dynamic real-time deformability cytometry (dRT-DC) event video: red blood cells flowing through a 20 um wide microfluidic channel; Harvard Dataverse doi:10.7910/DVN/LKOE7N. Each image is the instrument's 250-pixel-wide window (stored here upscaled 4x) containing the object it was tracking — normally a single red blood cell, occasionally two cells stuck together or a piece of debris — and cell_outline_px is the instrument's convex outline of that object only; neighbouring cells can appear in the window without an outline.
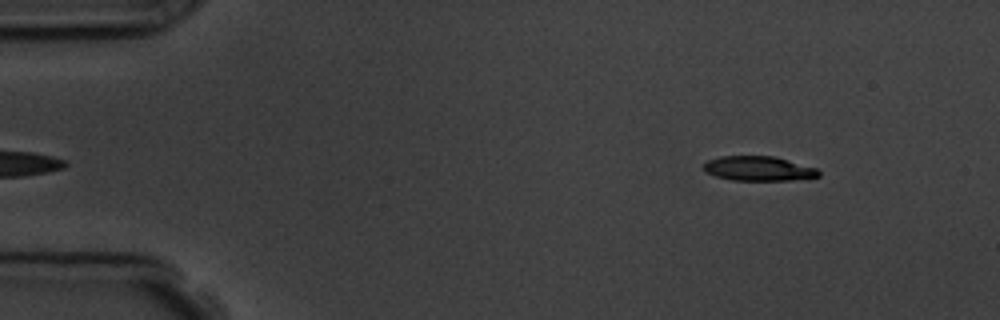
{"species": "common noctule bat (a hibernating species)", "species_latin": "Nyctalus noctula", "temperature_condition": "room temperature", "stored_images_in_passage": 4, "camera_frame_rate_fps": 3000, "um_per_image_px": 0.085, "animal": {"sex": "male", "body_mass_g": 19.5, "forearm_length_mm": 54.6}, "frame": {"image": 1, "passage_image": 4, "time_ms": 3.333, "image_size_px": [1000, 320], "cell_outline_px": [[820, 176], [792, 180], [732, 180], [716, 176], [704, 172], [704, 164], [708, 160], [720, 156], [772, 156], [816, 168], [820, 172]], "centroid_in_image_um": [64.45, 14.33], "position_along_channel_um": 20.6, "area_um2": 16.3}}